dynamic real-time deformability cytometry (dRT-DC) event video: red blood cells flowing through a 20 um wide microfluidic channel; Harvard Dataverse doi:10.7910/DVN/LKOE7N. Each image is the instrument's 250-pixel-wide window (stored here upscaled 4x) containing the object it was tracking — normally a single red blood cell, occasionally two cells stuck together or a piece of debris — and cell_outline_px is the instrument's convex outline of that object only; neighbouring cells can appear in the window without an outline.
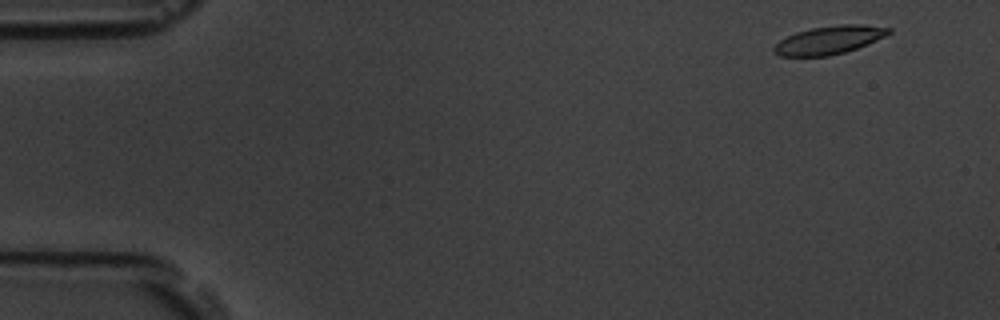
{"species": "common noctule bat (a hibernating species)", "species_latin": "Nyctalus noctula", "temperature_condition": "room temperature", "stored_images_in_passage": 6, "camera_frame_rate_fps": 3000, "um_per_image_px": 0.085, "animal": {"sex": "male", "body_mass_g": 19.5, "forearm_length_mm": 54.6}, "frame": {"image": 1, "passage_image": 1, "time_ms": 0.0, "image_size_px": [1000, 320], "cell_outline_px": [[892, 32], [868, 44], [844, 52], [828, 56], [780, 56], [772, 48], [780, 40], [796, 32], [812, 28], [840, 24], [864, 24], [892, 28]], "centroid_in_image_um": [70.51, 3.39], "position_along_channel_um": 14.5, "area_um2": 18.73}}
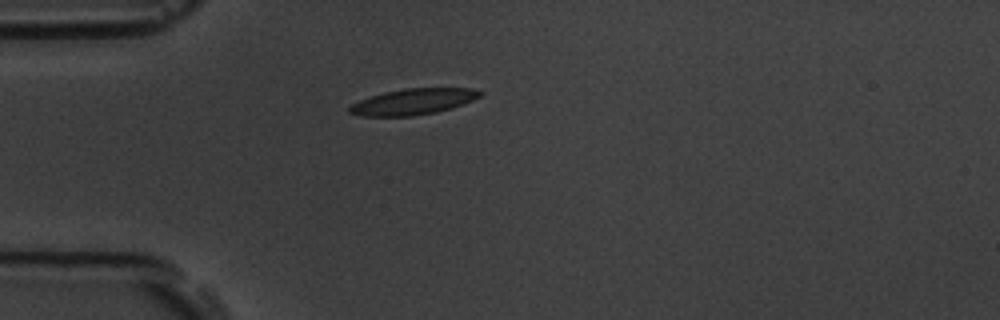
{"frame": {"image": 2, "passage_image": 4, "time_ms": 1.0, "image_size_px": [1000, 320], "cell_outline_px": [[484, 92], [480, 96], [464, 104], [452, 108], [436, 112], [412, 116], [360, 116], [348, 112], [348, 108], [352, 104], [360, 100], [384, 92], [404, 88], [472, 88]], "centroid_in_image_um": [35.13, 8.64], "position_along_channel_um": 49.9, "area_um2": 19.77}}
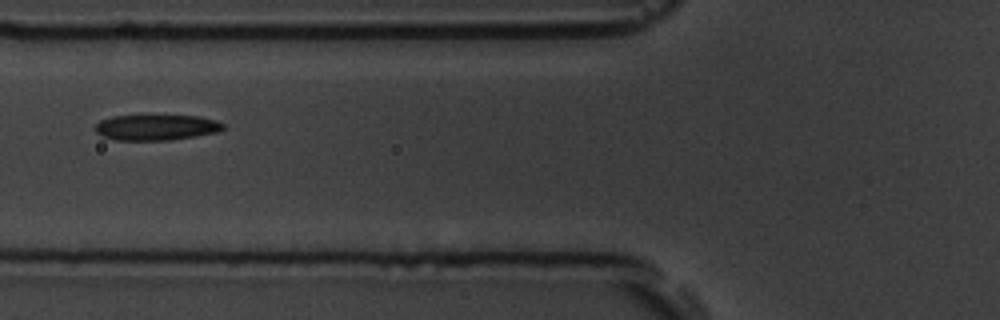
{"frame": {"image": 3, "passage_image": 6, "time_ms": 1.667, "image_size_px": [1000, 320], "cell_outline_px": [[224, 128], [216, 132], [196, 136], [168, 140], [112, 140], [100, 136], [96, 132], [96, 124], [100, 120], [112, 116], [200, 116], [216, 120], [224, 124]], "centroid_in_image_um": [13.25, 10.83], "position_along_channel_um": 112.5, "area_um2": 19.07}}